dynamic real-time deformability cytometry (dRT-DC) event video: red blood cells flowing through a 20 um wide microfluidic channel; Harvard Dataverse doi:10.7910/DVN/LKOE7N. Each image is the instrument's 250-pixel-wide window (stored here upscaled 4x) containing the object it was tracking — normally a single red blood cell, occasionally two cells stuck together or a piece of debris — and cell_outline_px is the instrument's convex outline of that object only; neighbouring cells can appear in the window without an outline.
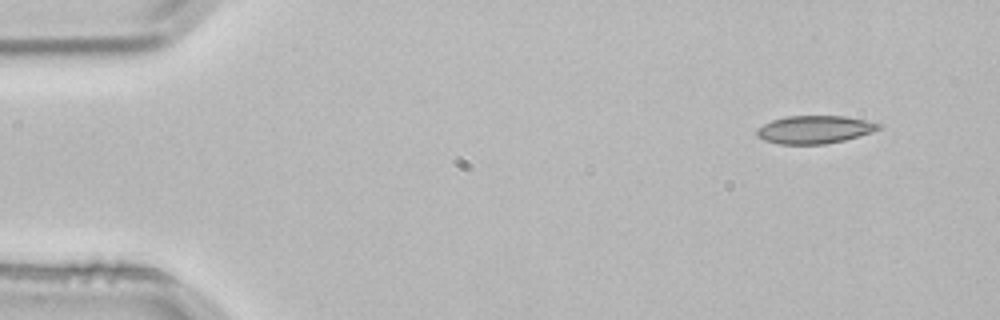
{"species": "common noctule bat (a hibernating species)", "species_latin": "Nyctalus noctula", "temperature_condition": "room temperature", "stored_images_in_passage": 3, "camera_frame_rate_fps": 3000, "um_per_image_px": 0.085, "animal": {"sex": "male", "body_mass_g": 21.5, "forearm_length_mm": 52.0}, "frame": {"image": 1, "passage_image": 1, "time_ms": 0.0, "image_size_px": [1000, 320], "cell_outline_px": [[884, 124], [880, 128], [844, 140], [824, 144], [780, 144], [764, 140], [756, 136], [756, 128], [772, 120], [788, 116], [844, 116]], "centroid_in_image_um": [69.18, 11.01], "position_along_channel_um": 15.8, "area_um2": 19.59}}